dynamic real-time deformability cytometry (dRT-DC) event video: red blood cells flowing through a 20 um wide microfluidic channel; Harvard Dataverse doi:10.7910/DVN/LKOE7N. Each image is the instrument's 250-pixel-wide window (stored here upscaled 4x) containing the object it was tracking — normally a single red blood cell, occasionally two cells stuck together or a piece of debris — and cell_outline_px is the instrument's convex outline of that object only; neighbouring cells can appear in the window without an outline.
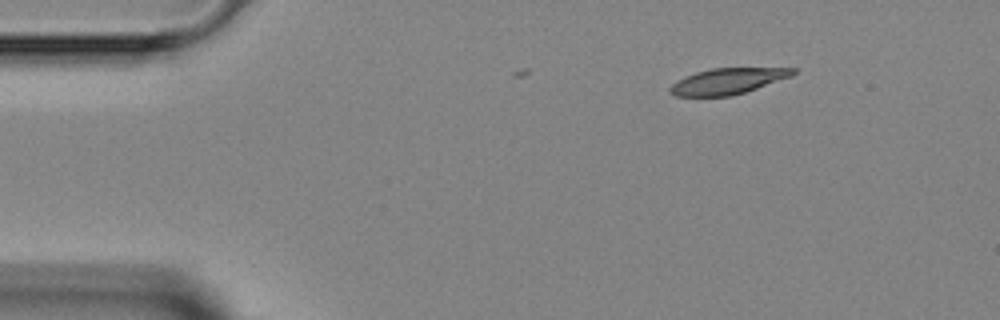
{"species": "Egyptian fruit bat (a non-hibernating species)", "species_latin": "Rousettus aegyptiacus", "temperature_condition": "room temperature", "stored_images_in_passage": 3, "camera_frame_rate_fps": 3000, "um_per_image_px": 0.085, "animal": {"sex": "female"}, "frame": {"image": 1, "passage_image": 1, "time_ms": 0.0, "image_size_px": [1000, 320], "cell_outline_px": [[796, 72], [792, 76], [732, 96], [676, 96], [668, 92], [668, 88], [676, 80], [684, 76], [708, 68], [796, 68]], "centroid_in_image_um": [61.8, 6.89], "position_along_channel_um": 23.2, "area_um2": 18.61}}
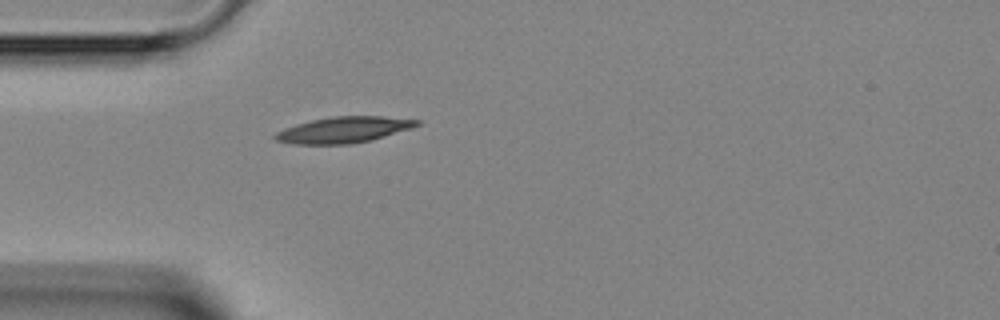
{"frame": {"image": 2, "passage_image": 3, "time_ms": 2.333, "image_size_px": [1000, 320], "cell_outline_px": [[420, 124], [412, 128], [368, 140], [348, 144], [292, 144], [276, 140], [272, 136], [276, 132], [284, 128], [296, 124], [312, 120], [332, 116], [380, 116], [420, 120]], "centroid_in_image_um": [29.17, 11.03], "position_along_channel_um": 55.8, "area_um2": 21.27}}